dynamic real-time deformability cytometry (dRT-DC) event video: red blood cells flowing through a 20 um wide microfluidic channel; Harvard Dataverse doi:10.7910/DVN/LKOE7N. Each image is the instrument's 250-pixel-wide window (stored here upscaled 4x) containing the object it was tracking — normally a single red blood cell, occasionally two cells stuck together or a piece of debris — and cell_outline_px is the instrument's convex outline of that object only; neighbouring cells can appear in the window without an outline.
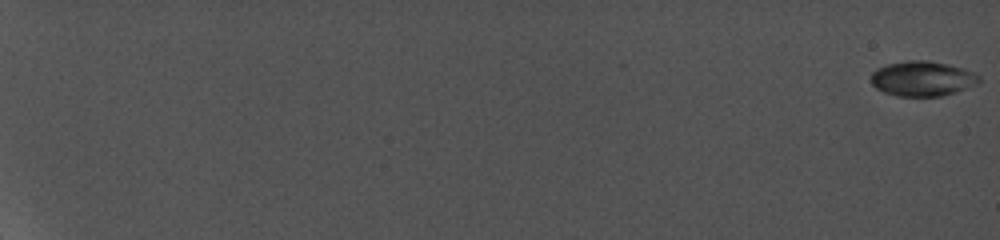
{"species": "common noctule bat (a hibernating species)", "species_latin": "Nyctalus noctula", "temperature_condition": "cold", "stored_images_in_passage": 8, "camera_frame_rate_fps": 5000, "um_per_image_px": 0.085, "animal": {"sex": "female", "body_mass_g": 19.0, "forearm_length_mm": 56.7}, "frame": {"image": 1, "passage_image": 1, "time_ms": 0.0, "image_size_px": [1000, 240], "cell_outline_px": [[980, 80], [976, 84], [956, 92], [940, 96], [900, 96], [884, 92], [876, 88], [872, 84], [872, 72], [876, 68], [888, 64], [908, 60], [928, 60], [948, 64], [964, 68], [980, 76]], "centroid_in_image_um": [78.4, 6.67], "position_along_channel_um": 6.6, "area_um2": 21.96}}